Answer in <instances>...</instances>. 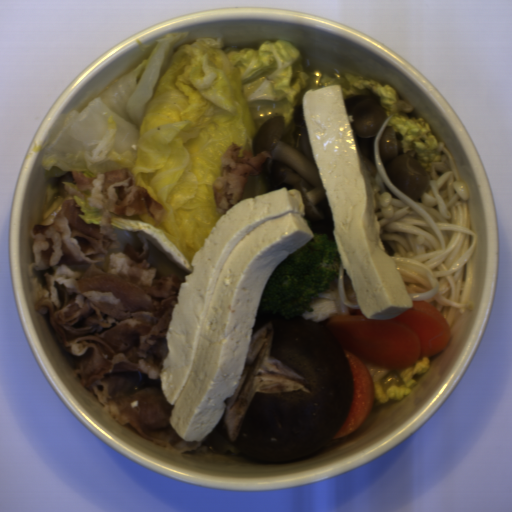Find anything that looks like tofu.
I'll return each instance as SVG.
<instances>
[{
  "mask_svg": "<svg viewBox=\"0 0 512 512\" xmlns=\"http://www.w3.org/2000/svg\"><path fill=\"white\" fill-rule=\"evenodd\" d=\"M298 189L243 199L220 214L177 295L158 374L184 442L217 427L237 394L265 287L277 266L314 239Z\"/></svg>",
  "mask_w": 512,
  "mask_h": 512,
  "instance_id": "tofu-1",
  "label": "tofu"
},
{
  "mask_svg": "<svg viewBox=\"0 0 512 512\" xmlns=\"http://www.w3.org/2000/svg\"><path fill=\"white\" fill-rule=\"evenodd\" d=\"M306 136L342 265L368 320L413 308L406 283L384 249L373 190L361 162L341 85L303 92Z\"/></svg>",
  "mask_w": 512,
  "mask_h": 512,
  "instance_id": "tofu-2",
  "label": "tofu"
}]
</instances>
